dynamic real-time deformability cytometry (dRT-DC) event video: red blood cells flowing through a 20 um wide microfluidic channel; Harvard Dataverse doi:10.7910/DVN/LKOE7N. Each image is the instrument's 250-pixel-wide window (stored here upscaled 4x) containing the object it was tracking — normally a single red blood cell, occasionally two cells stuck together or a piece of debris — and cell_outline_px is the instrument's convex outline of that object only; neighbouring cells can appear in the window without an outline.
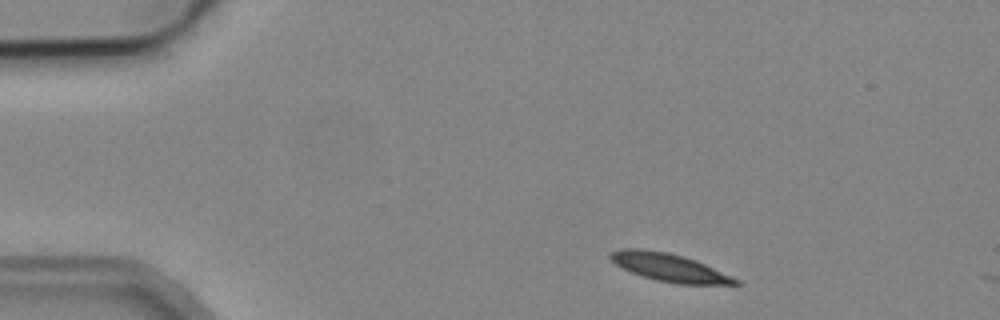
{"species": "common noctule bat (a hibernating species)", "species_latin": "Nyctalus noctula", "temperature_condition": "cold", "stored_images_in_passage": 2, "camera_frame_rate_fps": 3000, "um_per_image_px": 0.085, "animal": {"sex": "male", "body_mass_g": 19.2, "forearm_length_mm": 51.8}, "frame": {"image": 1, "passage_image": 1, "time_ms": 0.0, "image_size_px": [1000, 320], "cell_outline_px": [[740, 284], [676, 284], [656, 280], [632, 272], [616, 264], [608, 256], [612, 252], [620, 248], [640, 248], [668, 252], [684, 256], [696, 260], [740, 280]], "centroid_in_image_um": [56.89, 22.72], "position_along_channel_um": 28.1, "area_um2": 20.17}}